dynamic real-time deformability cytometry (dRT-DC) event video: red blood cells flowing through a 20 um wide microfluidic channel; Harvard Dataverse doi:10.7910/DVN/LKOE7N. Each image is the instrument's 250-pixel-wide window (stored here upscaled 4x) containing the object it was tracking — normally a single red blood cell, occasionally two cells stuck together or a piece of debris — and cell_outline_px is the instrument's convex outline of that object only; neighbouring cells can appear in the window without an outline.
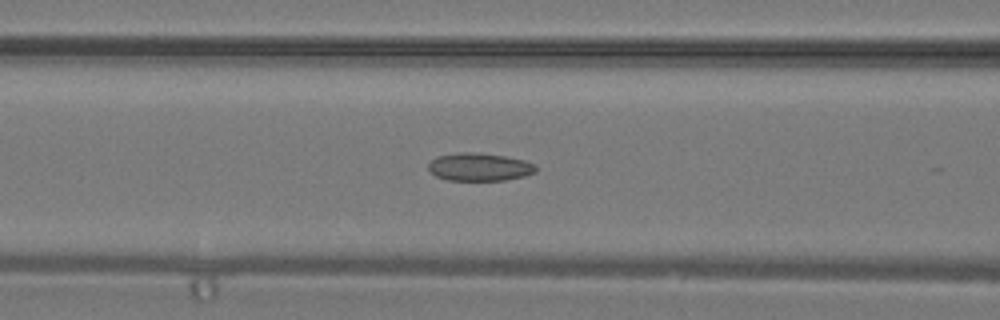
{"species": "common noctule bat (a hibernating species)", "species_latin": "Nyctalus noctula", "temperature_condition": "warm", "stored_images_in_passage": 14, "camera_frame_rate_fps": 3000, "um_per_image_px": 0.085, "animal": {"sex": "male", "body_mass_g": 19.2, "forearm_length_mm": 51.8}, "frame": {"image": 1, "passage_image": 10, "time_ms": 3.0, "image_size_px": [1000, 320], "cell_outline_px": [[536, 172], [524, 176], [504, 180], [448, 180], [436, 176], [428, 168], [428, 164], [436, 156], [460, 152], [472, 152], [504, 156], [524, 160], [532, 164], [536, 168]], "centroid_in_image_um": [40.72, 14.19], "position_along_channel_um": 125.9, "area_um2": 17.28}}
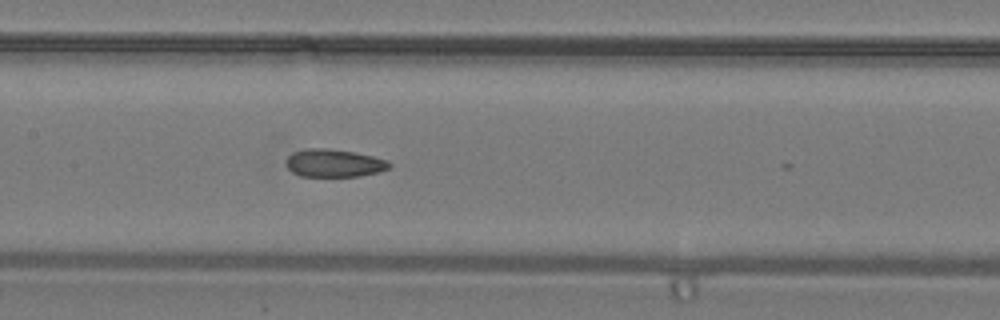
{"frame": {"image": 2, "passage_image": 13, "time_ms": 4.0, "image_size_px": [1000, 320], "cell_outline_px": [[392, 164], [388, 168], [380, 172], [360, 176], [300, 176], [292, 172], [284, 164], [284, 160], [292, 152], [308, 148], [324, 148], [356, 152], [388, 160]], "centroid_in_image_um": [28.37, 13.86], "position_along_channel_um": 179.0, "area_um2": 16.94}}